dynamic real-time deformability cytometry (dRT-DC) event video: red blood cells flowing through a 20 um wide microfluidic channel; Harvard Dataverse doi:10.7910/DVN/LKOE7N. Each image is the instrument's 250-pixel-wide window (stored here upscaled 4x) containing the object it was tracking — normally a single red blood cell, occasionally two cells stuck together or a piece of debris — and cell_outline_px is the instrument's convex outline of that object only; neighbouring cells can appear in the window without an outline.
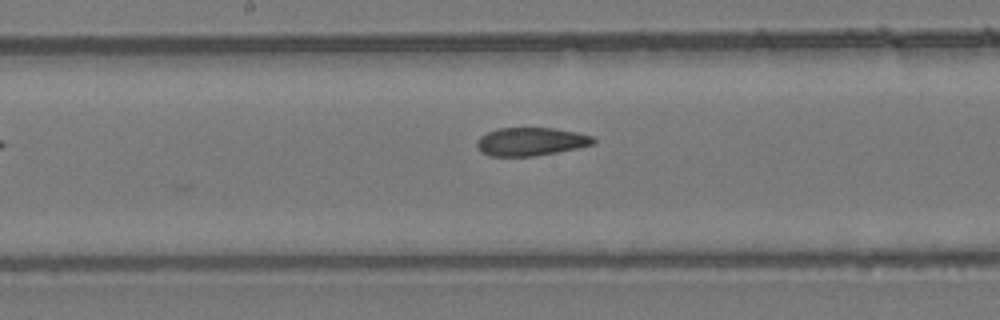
{"species": "common noctule bat (a hibernating species)", "species_latin": "Nyctalus noctula", "temperature_condition": "room temperature", "stored_images_in_passage": 9, "camera_frame_rate_fps": 3000, "um_per_image_px": 0.085, "animal": {"sex": "female", "body_mass_g": 24.6, "forearm_length_mm": 56.2}, "frame": {"image": 1, "passage_image": 7, "time_ms": 2.0, "image_size_px": [1000, 320], "cell_outline_px": [[596, 144], [536, 156], [488, 156], [480, 152], [476, 144], [480, 136], [496, 128], [552, 128], [576, 132], [592, 136], [596, 140]], "centroid_in_image_um": [45.11, 12.04], "position_along_channel_um": 203.1, "area_um2": 19.19}}